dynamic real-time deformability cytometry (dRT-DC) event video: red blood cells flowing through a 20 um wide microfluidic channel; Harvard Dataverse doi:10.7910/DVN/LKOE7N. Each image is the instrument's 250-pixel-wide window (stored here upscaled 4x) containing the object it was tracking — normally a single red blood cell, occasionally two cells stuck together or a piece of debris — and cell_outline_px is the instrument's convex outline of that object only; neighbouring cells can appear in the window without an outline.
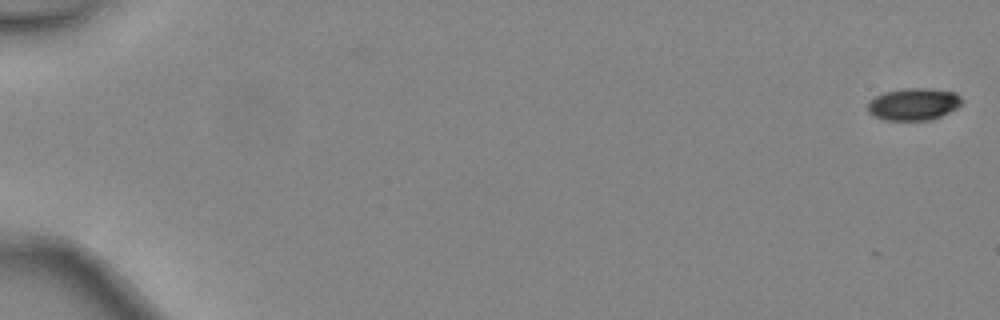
{"species": "common noctule bat (a hibernating species)", "species_latin": "Nyctalus noctula", "temperature_condition": "warm", "stored_images_in_passage": 4, "camera_frame_rate_fps": 3000, "um_per_image_px": 0.085, "animal": {"sex": "female", "body_mass_g": 24.6, "forearm_length_mm": 56.2}, "frame": {"image": 1, "passage_image": 1, "time_ms": 0.0, "image_size_px": [1000, 320], "cell_outline_px": [[964, 100], [956, 108], [932, 120], [884, 120], [868, 112], [868, 100], [884, 92], [904, 88], [928, 88], [956, 92]], "centroid_in_image_um": [77.66, 8.84], "position_along_channel_um": 7.3, "area_um2": 17.69}}
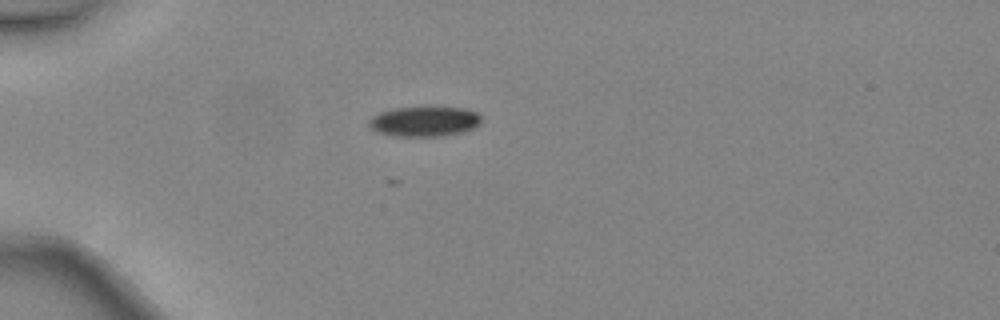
{"frame": {"image": 2, "passage_image": 4, "time_ms": 1.0, "image_size_px": [1000, 320], "cell_outline_px": [[480, 124], [464, 132], [440, 136], [392, 136], [376, 132], [368, 124], [368, 120], [372, 116], [380, 112], [396, 108], [464, 108], [476, 112], [480, 116]], "centroid_in_image_um": [36.05, 10.34], "position_along_channel_um": 49.0, "area_um2": 19.48}}